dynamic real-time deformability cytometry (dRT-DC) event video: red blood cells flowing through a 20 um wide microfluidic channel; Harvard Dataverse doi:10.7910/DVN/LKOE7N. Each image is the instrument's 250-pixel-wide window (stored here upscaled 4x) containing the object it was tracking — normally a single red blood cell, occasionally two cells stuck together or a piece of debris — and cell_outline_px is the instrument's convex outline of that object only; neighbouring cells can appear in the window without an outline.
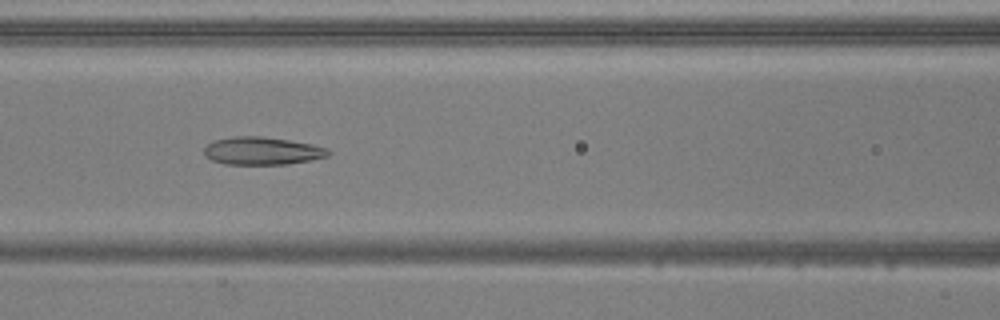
{"species": "common noctule bat (a hibernating species)", "species_latin": "Nyctalus noctula", "temperature_condition": "warm", "stored_images_in_passage": 51, "camera_frame_rate_fps": 3000, "um_per_image_px": 0.085, "animal": {"sex": "male", "body_mass_g": 20.5, "forearm_length_mm": 52.5}, "frame": {"image": 1, "passage_image": 22, "time_ms": 7.0, "image_size_px": [1000, 320], "cell_outline_px": [[332, 152], [328, 156], [312, 160], [288, 164], [224, 164], [212, 160], [204, 156], [204, 148], [212, 140], [232, 136], [264, 136], [312, 144], [328, 148]], "centroid_in_image_um": [22.28, 12.82], "position_along_channel_um": 144.3, "area_um2": 20.35}}
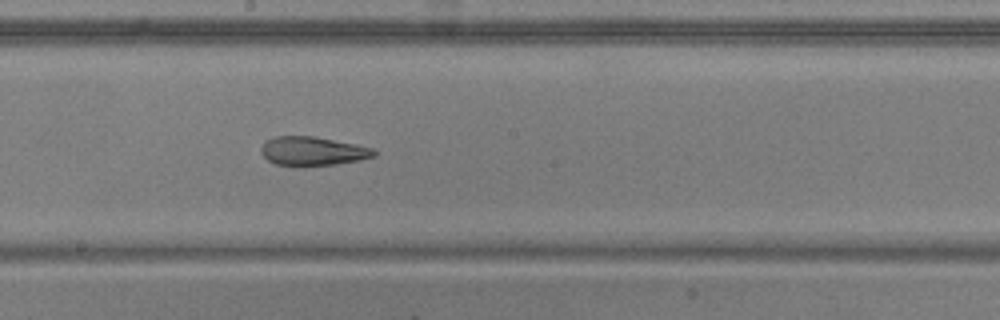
{"frame": {"image": 2, "passage_image": 28, "time_ms": 9.0, "image_size_px": [1000, 320], "cell_outline_px": [[376, 156], [360, 160], [336, 164], [296, 168], [276, 164], [268, 160], [260, 152], [260, 148], [264, 140], [276, 136], [316, 136], [356, 144], [372, 148], [376, 152]], "centroid_in_image_um": [26.54, 12.86], "position_along_channel_um": 221.7, "area_um2": 19.59}}
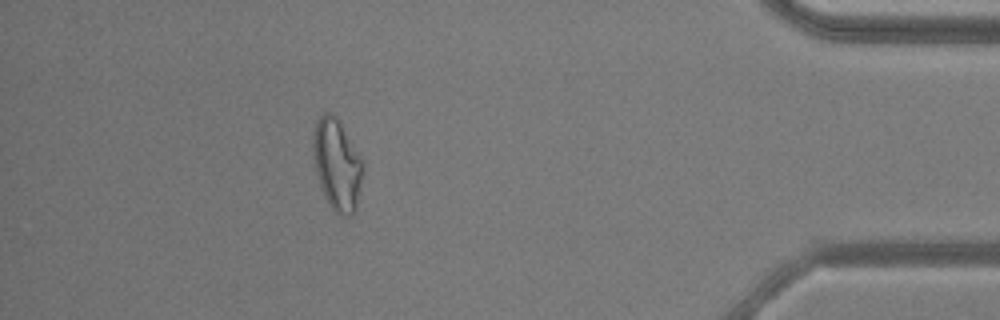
{"frame": {"image": 3, "passage_image": 46, "time_ms": 15.0, "image_size_px": [1000, 320], "cell_outline_px": [[364, 164], [356, 208], [352, 216], [344, 216], [336, 212], [332, 208], [324, 196], [316, 172], [312, 148], [312, 140], [316, 120], [324, 112], [332, 112], [336, 116], [364, 160]], "centroid_in_image_um": [28.65, 13.96], "position_along_channel_um": 406.6, "area_um2": 26.59}, "authors_computed_cell_mechanics": {"area_um2": 23.7558, "velocity_mm_per_s": 3.8644, "shape_relaxation_time_tau1_ms": null, "shape_relaxation_time_tau2_ms": 2.1781, "deformation_change_tau1": null, "deformation_change_tau2": 0.0987}}